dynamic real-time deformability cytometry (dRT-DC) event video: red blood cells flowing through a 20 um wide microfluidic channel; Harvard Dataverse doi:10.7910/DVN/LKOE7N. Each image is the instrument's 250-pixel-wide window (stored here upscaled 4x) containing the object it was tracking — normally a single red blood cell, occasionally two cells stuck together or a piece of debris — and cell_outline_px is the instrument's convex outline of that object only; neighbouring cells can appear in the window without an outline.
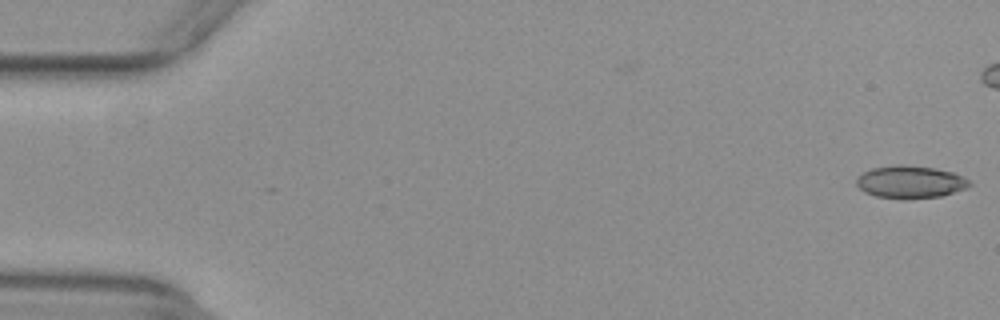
{"species": "common noctule bat (a hibernating species)", "species_latin": "Nyctalus noctula", "temperature_condition": "warm", "stored_images_in_passage": 20, "camera_frame_rate_fps": 3000, "um_per_image_px": 0.085, "animal": {"sex": "female", "body_mass_g": 29.2, "forearm_length_mm": 56.3}, "frame": {"image": 1, "passage_image": 1, "time_ms": 0.0, "image_size_px": [1000, 320], "cell_outline_px": [[972, 184], [968, 188], [940, 196], [904, 200], [900, 200], [876, 196], [864, 192], [856, 184], [856, 176], [872, 168], [896, 164], [900, 164], [936, 168], [952, 172], [968, 180]], "centroid_in_image_um": [77.34, 15.48], "position_along_channel_um": 7.7, "area_um2": 21.68}}